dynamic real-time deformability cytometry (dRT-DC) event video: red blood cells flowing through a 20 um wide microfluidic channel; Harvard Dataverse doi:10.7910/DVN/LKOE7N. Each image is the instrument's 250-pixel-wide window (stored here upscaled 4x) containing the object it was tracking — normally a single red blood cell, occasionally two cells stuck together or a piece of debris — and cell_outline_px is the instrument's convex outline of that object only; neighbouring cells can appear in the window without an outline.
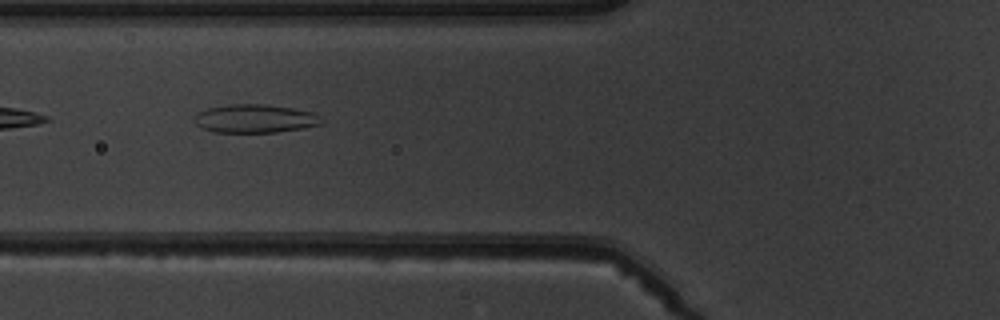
{"species": "common noctule bat (a hibernating species)", "species_latin": "Nyctalus noctula", "temperature_condition": "warm", "stored_images_in_passage": 7, "camera_frame_rate_fps": 3000, "um_per_image_px": 0.085, "animal": {"sex": "male", "body_mass_g": 19.5, "forearm_length_mm": 54.6}, "frame": {"image": 1, "passage_image": 6, "time_ms": 6.0, "image_size_px": [1000, 320], "cell_outline_px": [[324, 120], [320, 124], [300, 128], [276, 132], [212, 132], [200, 128], [196, 124], [196, 116], [200, 112], [208, 108], [232, 104], [264, 104], [292, 108], [312, 112]], "centroid_in_image_um": [21.66, 10.08], "position_along_channel_um": 104.1, "area_um2": 20.75}}